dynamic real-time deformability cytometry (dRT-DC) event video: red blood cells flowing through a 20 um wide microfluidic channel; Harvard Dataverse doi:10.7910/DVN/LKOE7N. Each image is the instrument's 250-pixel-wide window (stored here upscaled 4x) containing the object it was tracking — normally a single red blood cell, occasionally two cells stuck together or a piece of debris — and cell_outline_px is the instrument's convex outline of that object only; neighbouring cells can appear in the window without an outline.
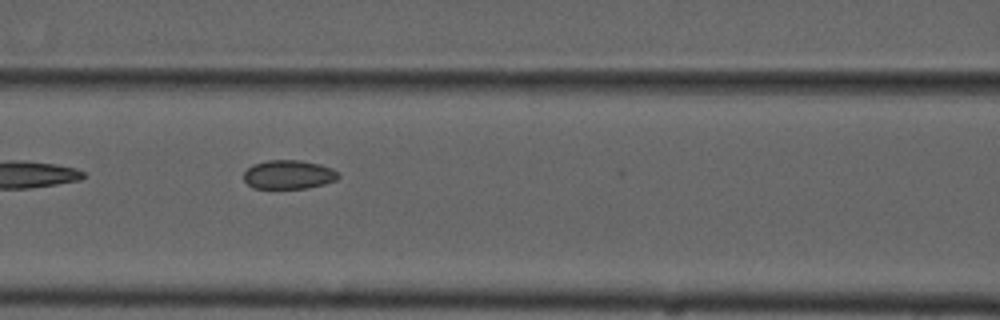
{"species": "common noctule bat (a hibernating species)", "species_latin": "Nyctalus noctula", "temperature_condition": "cold", "stored_images_in_passage": 6, "camera_frame_rate_fps": 3000, "um_per_image_px": 0.085, "animal": {"sex": "male", "forearm_length_mm": 52.5}, "frame": {"image": 1, "passage_image": 3, "time_ms": 2.333, "image_size_px": [1000, 320], "cell_outline_px": [[340, 176], [336, 180], [324, 184], [308, 188], [252, 188], [244, 180], [244, 172], [252, 164], [268, 160], [300, 160], [320, 164], [332, 168], [340, 172]], "centroid_in_image_um": [24.55, 14.83], "position_along_channel_um": 142.0, "area_um2": 16.07}}
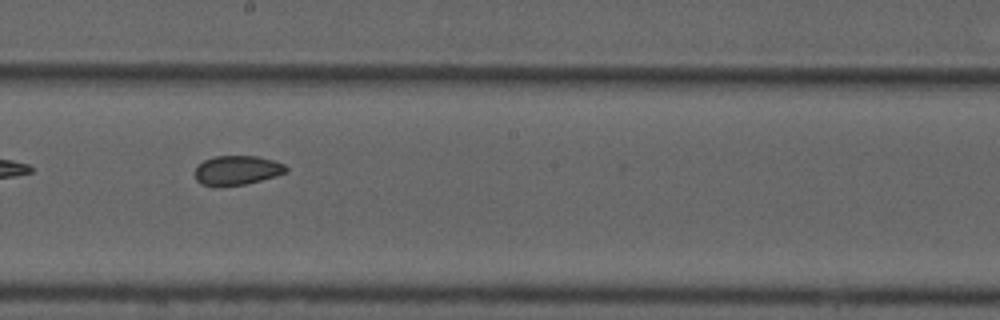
{"frame": {"image": 2, "passage_image": 5, "time_ms": 4.667, "image_size_px": [1000, 320], "cell_outline_px": [[288, 172], [276, 176], [244, 184], [216, 188], [200, 184], [196, 180], [196, 168], [204, 160], [216, 156], [256, 156], [272, 160], [284, 164], [288, 168]], "centroid_in_image_um": [20.14, 14.5], "position_along_channel_um": 228.1, "area_um2": 15.72}}
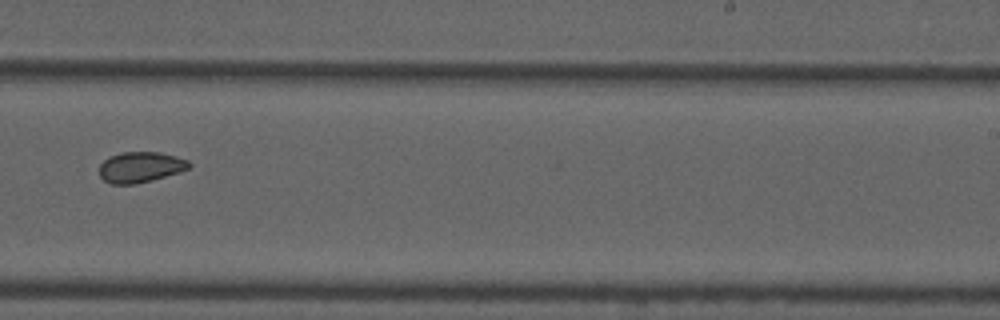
{"frame": {"image": 3, "passage_image": 6, "time_ms": 6.0, "image_size_px": [1000, 320], "cell_outline_px": [[192, 164], [188, 168], [180, 172], [152, 180], [136, 184], [112, 184], [104, 180], [100, 176], [100, 164], [104, 160], [112, 156], [124, 152], [160, 152], [176, 156], [188, 160]], "centroid_in_image_um": [11.96, 14.21], "position_along_channel_um": 277.0, "area_um2": 15.95}}